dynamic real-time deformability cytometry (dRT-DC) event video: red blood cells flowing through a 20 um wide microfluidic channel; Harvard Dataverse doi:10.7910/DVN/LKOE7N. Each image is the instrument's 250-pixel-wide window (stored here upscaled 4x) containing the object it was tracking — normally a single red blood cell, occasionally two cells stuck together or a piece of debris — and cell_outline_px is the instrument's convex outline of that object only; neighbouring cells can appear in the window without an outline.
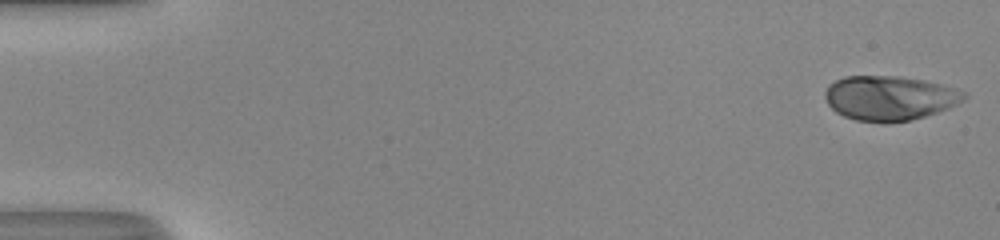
{"species": "human", "species_latin": "Homo sapiens", "temperature_condition": "room temperature", "stored_images_in_passage": 52, "camera_frame_rate_fps": 3000, "um_per_image_px": 0.085, "donor": {"sex": "male"}, "frame": {"image": 1, "passage_image": 1, "time_ms": 0.0, "image_size_px": [1000, 240], "cell_outline_px": [[968, 96], [964, 100], [948, 108], [924, 116], [908, 120], [884, 124], [856, 120], [844, 116], [836, 112], [828, 104], [824, 96], [824, 92], [828, 84], [844, 76], [896, 76], [924, 80], [956, 88], [964, 92]], "centroid_in_image_um": [75.58, 8.33], "position_along_channel_um": 9.4, "area_um2": 36.24}}
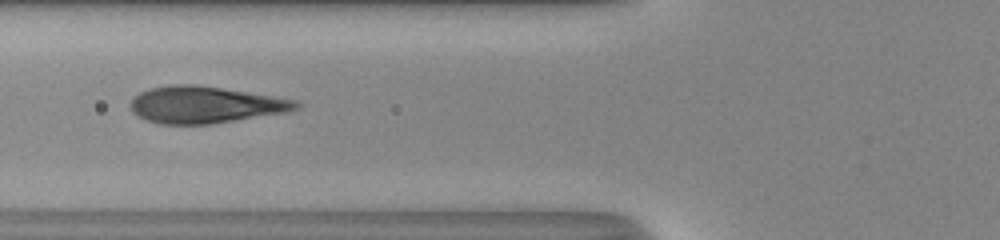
{"frame": {"image": 2, "passage_image": 21, "time_ms": 6.667, "image_size_px": [1000, 240], "cell_outline_px": [[300, 108], [288, 112], [208, 124], [160, 124], [136, 116], [132, 112], [132, 96], [148, 88], [168, 84], [192, 84], [220, 88], [300, 100]], "centroid_in_image_um": [17.43, 8.9], "position_along_channel_um": 108.4, "area_um2": 35.49}}
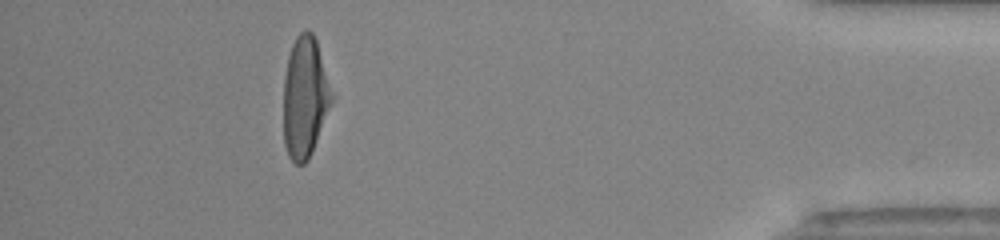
{"frame": {"image": 3, "passage_image": 47, "time_ms": 15.333, "image_size_px": [1000, 240], "cell_outline_px": [[332, 100], [312, 152], [308, 160], [304, 164], [296, 164], [288, 156], [284, 144], [284, 76], [288, 56], [292, 44], [296, 36], [304, 28], [308, 28], [312, 32], [316, 40], [332, 96]], "centroid_in_image_um": [25.88, 8.26], "position_along_channel_um": 409.3, "area_um2": 33.52}}